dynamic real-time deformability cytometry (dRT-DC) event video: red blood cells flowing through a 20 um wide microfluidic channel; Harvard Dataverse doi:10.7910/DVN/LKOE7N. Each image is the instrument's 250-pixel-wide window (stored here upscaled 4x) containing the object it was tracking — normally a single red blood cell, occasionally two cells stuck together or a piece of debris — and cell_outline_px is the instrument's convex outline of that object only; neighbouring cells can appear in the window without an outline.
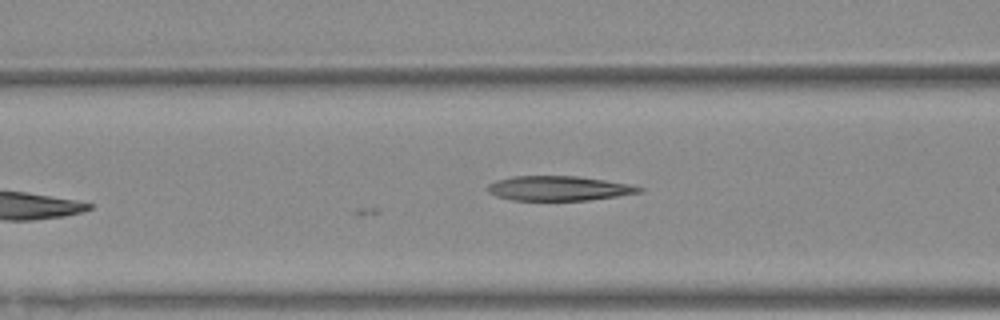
{"species": "Egyptian fruit bat (a non-hibernating species)", "species_latin": "Rousettus aegyptiacus", "temperature_condition": "warm", "stored_images_in_passage": 9, "camera_frame_rate_fps": 3000, "um_per_image_px": 0.085, "animal": {"sex": "female"}, "frame": {"image": 1, "passage_image": 7, "time_ms": 2.0, "image_size_px": [1000, 320], "cell_outline_px": [[644, 192], [588, 200], [512, 200], [496, 196], [488, 192], [488, 184], [496, 180], [512, 176], [576, 176], [604, 180], [628, 184], [644, 188]], "centroid_in_image_um": [47.48, 16.01], "position_along_channel_um": 119.1, "area_um2": 21.68}}